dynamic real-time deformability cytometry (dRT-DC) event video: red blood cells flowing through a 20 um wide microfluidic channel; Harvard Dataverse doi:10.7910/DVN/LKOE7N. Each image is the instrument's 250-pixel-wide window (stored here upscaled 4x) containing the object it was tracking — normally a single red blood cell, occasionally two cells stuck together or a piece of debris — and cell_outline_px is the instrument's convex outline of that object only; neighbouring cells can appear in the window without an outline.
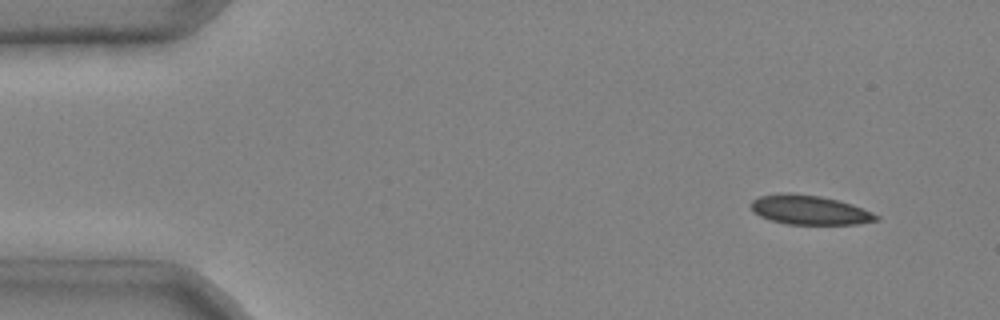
{"species": "common noctule bat (a hibernating species)", "species_latin": "Nyctalus noctula", "temperature_condition": "cold", "stored_images_in_passage": 5, "camera_frame_rate_fps": 3000, "um_per_image_px": 0.085, "animal": {"sex": "male", "body_mass_g": 20.4}, "frame": {"image": 1, "passage_image": 1, "time_ms": 0.0, "image_size_px": [1000, 320], "cell_outline_px": [[880, 220], [856, 224], [788, 224], [772, 220], [760, 216], [752, 212], [752, 200], [760, 196], [780, 192], [788, 192], [820, 196], [852, 204], [872, 212], [880, 216]], "centroid_in_image_um": [68.81, 17.84], "position_along_channel_um": 16.2, "area_um2": 21.39}}
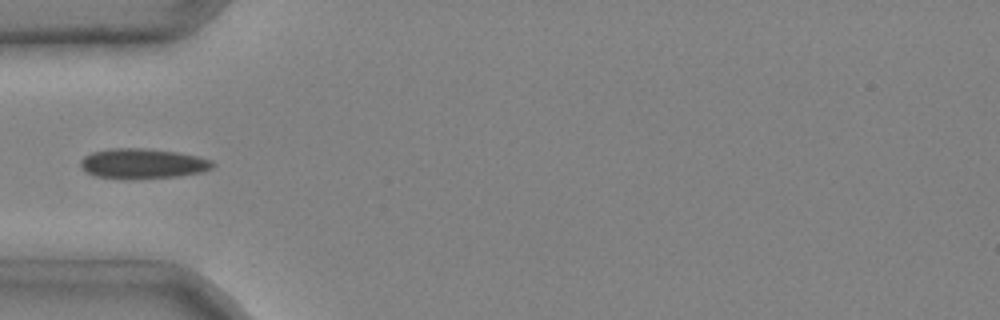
{"frame": {"image": 2, "passage_image": 4, "time_ms": 1.0, "image_size_px": [1000, 320], "cell_outline_px": [[216, 164], [212, 168], [204, 172], [180, 176], [124, 180], [96, 176], [80, 168], [80, 160], [84, 156], [92, 152], [108, 148], [144, 148], [176, 152], [196, 156], [212, 160]], "centroid_in_image_um": [12.12, 13.92], "position_along_channel_um": 72.9, "area_um2": 23.52}}